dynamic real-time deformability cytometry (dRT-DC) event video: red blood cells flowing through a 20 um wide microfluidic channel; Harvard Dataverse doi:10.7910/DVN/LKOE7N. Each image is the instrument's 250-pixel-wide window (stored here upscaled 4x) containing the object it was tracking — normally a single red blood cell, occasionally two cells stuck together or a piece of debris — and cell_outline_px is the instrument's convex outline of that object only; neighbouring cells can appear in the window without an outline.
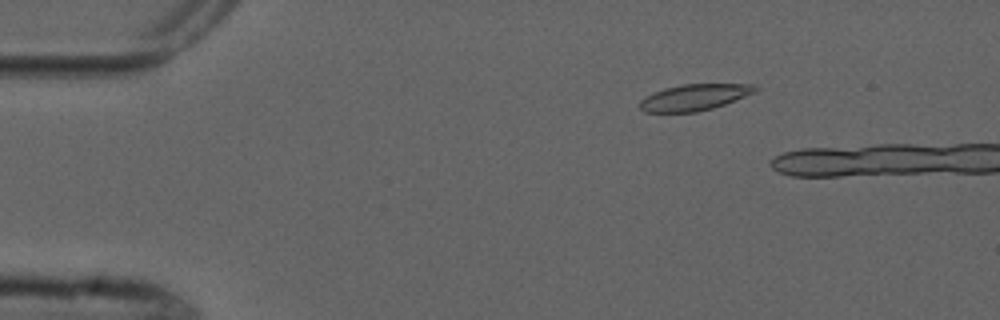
{"species": "common noctule bat (a hibernating species)", "species_latin": "Nyctalus noctula", "temperature_condition": "cold", "stored_images_in_passage": 4, "camera_frame_rate_fps": 3000, "um_per_image_px": 0.085, "animal": {"sex": "male", "forearm_length_mm": 52.5}, "frame": {"image": 1, "passage_image": 3, "time_ms": 2.333, "image_size_px": [1000, 320], "cell_outline_px": [[760, 88], [756, 92], [724, 104], [712, 108], [696, 112], [644, 112], [640, 108], [640, 100], [644, 96], [664, 88], [684, 84], [756, 84]], "centroid_in_image_um": [59.03, 8.26], "position_along_channel_um": 26.0, "area_um2": 17.69}}